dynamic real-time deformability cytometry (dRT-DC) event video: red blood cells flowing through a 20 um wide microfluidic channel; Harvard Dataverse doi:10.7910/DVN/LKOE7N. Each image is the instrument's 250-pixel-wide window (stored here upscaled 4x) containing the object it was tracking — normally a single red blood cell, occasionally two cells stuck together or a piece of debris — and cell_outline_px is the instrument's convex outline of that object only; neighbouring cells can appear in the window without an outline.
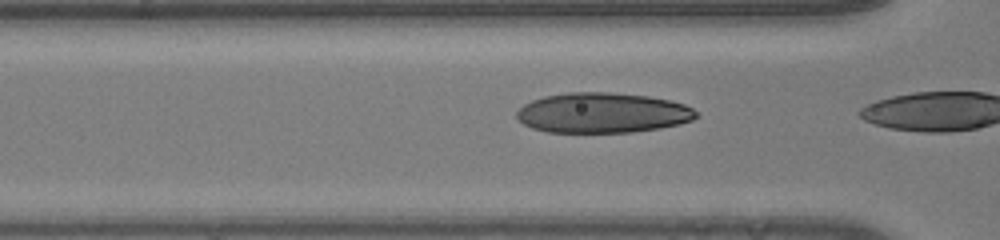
{"species": "human", "species_latin": "Homo sapiens", "temperature_condition": "room temperature", "stored_images_in_passage": 28, "camera_frame_rate_fps": 3000, "um_per_image_px": 0.085, "donor": {"sex": "male"}, "frame": {"image": 1, "passage_image": 27, "time_ms": 8.667, "image_size_px": [1000, 240], "cell_outline_px": [[696, 116], [692, 120], [680, 124], [660, 128], [632, 132], [548, 132], [532, 128], [524, 124], [516, 116], [516, 112], [524, 104], [532, 100], [544, 96], [568, 92], [608, 92], [648, 96], [668, 100], [684, 104], [692, 108], [696, 112]], "centroid_in_image_um": [51.2, 9.59], "position_along_channel_um": 115.4, "area_um2": 41.91}}